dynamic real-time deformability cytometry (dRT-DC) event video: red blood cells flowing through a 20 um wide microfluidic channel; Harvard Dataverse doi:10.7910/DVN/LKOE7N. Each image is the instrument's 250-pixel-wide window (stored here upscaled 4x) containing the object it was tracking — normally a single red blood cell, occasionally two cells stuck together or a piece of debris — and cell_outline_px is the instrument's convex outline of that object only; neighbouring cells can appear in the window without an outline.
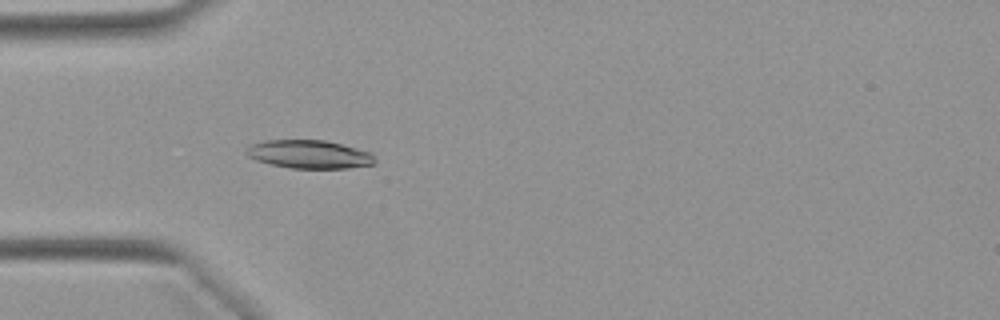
{"species": "Egyptian fruit bat (a non-hibernating species)", "species_latin": "Rousettus aegyptiacus", "temperature_condition": "warm", "stored_images_in_passage": 45, "camera_frame_rate_fps": 3000, "um_per_image_px": 0.085, "animal": {"sex": "female"}, "frame": {"image": 1, "passage_image": 9, "time_ms": 2.667, "image_size_px": [1000, 320], "cell_outline_px": [[376, 164], [348, 168], [292, 168], [268, 164], [256, 160], [248, 156], [244, 152], [248, 144], [264, 140], [324, 140], [356, 148], [368, 152], [376, 160]], "centroid_in_image_um": [26.21, 13.11], "position_along_channel_um": 58.8, "area_um2": 21.27}}
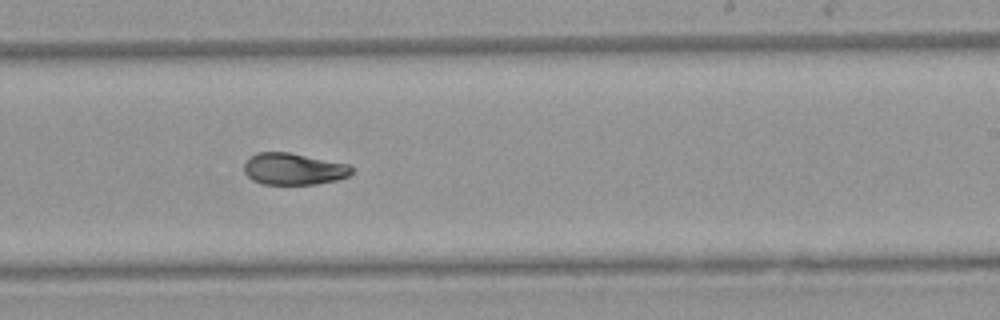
{"frame": {"image": 2, "passage_image": 25, "time_ms": 8.0, "image_size_px": [1000, 320], "cell_outline_px": [[352, 172], [348, 176], [336, 180], [316, 184], [260, 184], [252, 180], [244, 172], [244, 164], [248, 156], [256, 152], [288, 152], [348, 164], [352, 168]], "centroid_in_image_um": [24.9, 14.36], "position_along_channel_um": 264.1, "area_um2": 19.94}}
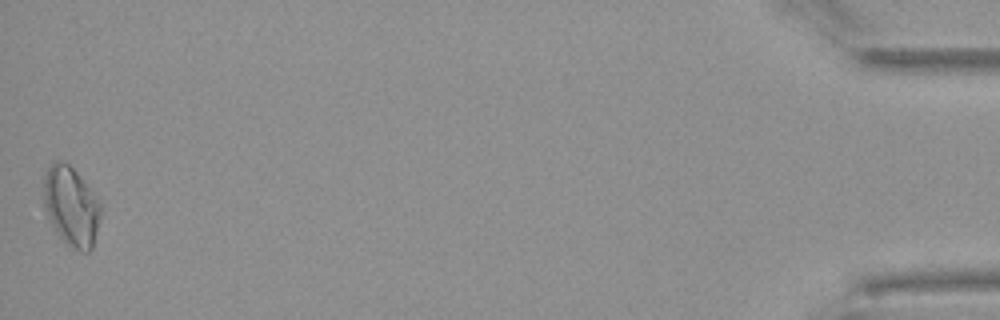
{"frame": {"image": 3, "passage_image": 45, "time_ms": 14.667, "image_size_px": [1000, 320], "cell_outline_px": [[100, 216], [92, 248], [88, 252], [80, 252], [72, 248], [56, 232], [48, 220], [40, 204], [44, 176], [48, 168], [56, 160], [64, 160], [76, 172], [100, 204]], "centroid_in_image_um": [5.96, 17.54], "position_along_channel_um": 429.2, "area_um2": 26.53}, "authors_computed_cell_mechanics": {"area_um2": 20.8658, "velocity_mm_per_s": 3.9171, "shape_relaxation_time_tau1_ms": 7.3737, "shape_relaxation_time_tau2_ms": 2.7523, "deformation_change_tau1": 0.1937, "deformation_change_tau2": 0.0648}}